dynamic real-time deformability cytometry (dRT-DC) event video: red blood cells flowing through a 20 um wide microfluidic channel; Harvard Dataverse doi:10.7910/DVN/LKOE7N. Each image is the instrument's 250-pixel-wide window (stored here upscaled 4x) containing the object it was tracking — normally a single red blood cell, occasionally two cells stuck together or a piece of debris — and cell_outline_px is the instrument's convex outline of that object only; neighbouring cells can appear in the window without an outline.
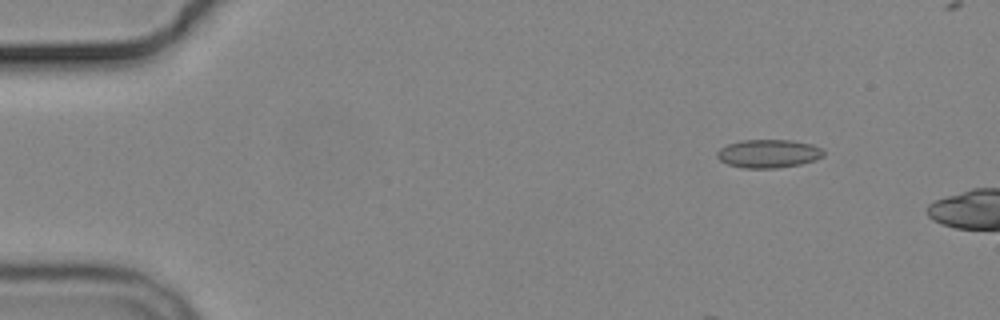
{"species": "common noctule bat (a hibernating species)", "species_latin": "Nyctalus noctula", "temperature_condition": "cold", "stored_images_in_passage": 6, "camera_frame_rate_fps": 3000, "um_per_image_px": 0.085, "animal": {"sex": "male", "body_mass_g": 19.2, "forearm_length_mm": 51.8}, "frame": {"image": 1, "passage_image": 2, "time_ms": 1.0, "image_size_px": [1000, 320], "cell_outline_px": [[824, 156], [816, 160], [800, 164], [776, 168], [744, 168], [728, 164], [720, 160], [716, 156], [716, 152], [720, 148], [728, 144], [740, 140], [792, 140], [812, 144], [820, 148], [824, 152]], "centroid_in_image_um": [65.32, 13.05], "position_along_channel_um": 19.7, "area_um2": 17.63}}